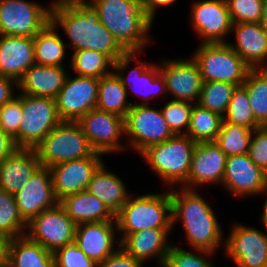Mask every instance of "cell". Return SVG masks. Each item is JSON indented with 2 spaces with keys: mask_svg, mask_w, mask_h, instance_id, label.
<instances>
[{
  "mask_svg": "<svg viewBox=\"0 0 267 267\" xmlns=\"http://www.w3.org/2000/svg\"><path fill=\"white\" fill-rule=\"evenodd\" d=\"M51 22L58 29H64L73 51H98L113 62L126 52L99 21L98 12L91 3L51 7Z\"/></svg>",
  "mask_w": 267,
  "mask_h": 267,
  "instance_id": "cell-1",
  "label": "cell"
},
{
  "mask_svg": "<svg viewBox=\"0 0 267 267\" xmlns=\"http://www.w3.org/2000/svg\"><path fill=\"white\" fill-rule=\"evenodd\" d=\"M170 190L172 202V227L182 221L188 244L192 249L215 253L225 240L212 206L197 190L179 187Z\"/></svg>",
  "mask_w": 267,
  "mask_h": 267,
  "instance_id": "cell-2",
  "label": "cell"
},
{
  "mask_svg": "<svg viewBox=\"0 0 267 267\" xmlns=\"http://www.w3.org/2000/svg\"><path fill=\"white\" fill-rule=\"evenodd\" d=\"M91 4L99 21L126 52H141L151 43L148 35L153 22L145 15L140 0H92Z\"/></svg>",
  "mask_w": 267,
  "mask_h": 267,
  "instance_id": "cell-3",
  "label": "cell"
},
{
  "mask_svg": "<svg viewBox=\"0 0 267 267\" xmlns=\"http://www.w3.org/2000/svg\"><path fill=\"white\" fill-rule=\"evenodd\" d=\"M196 144L187 135H173L164 142L146 148L140 155L167 186L174 187L179 183L182 185L180 187L186 188Z\"/></svg>",
  "mask_w": 267,
  "mask_h": 267,
  "instance_id": "cell-4",
  "label": "cell"
},
{
  "mask_svg": "<svg viewBox=\"0 0 267 267\" xmlns=\"http://www.w3.org/2000/svg\"><path fill=\"white\" fill-rule=\"evenodd\" d=\"M115 219L119 234H131L149 228H173L170 190L166 194L130 196L115 214Z\"/></svg>",
  "mask_w": 267,
  "mask_h": 267,
  "instance_id": "cell-5",
  "label": "cell"
},
{
  "mask_svg": "<svg viewBox=\"0 0 267 267\" xmlns=\"http://www.w3.org/2000/svg\"><path fill=\"white\" fill-rule=\"evenodd\" d=\"M42 167L91 157L96 151L77 121H61L35 148Z\"/></svg>",
  "mask_w": 267,
  "mask_h": 267,
  "instance_id": "cell-6",
  "label": "cell"
},
{
  "mask_svg": "<svg viewBox=\"0 0 267 267\" xmlns=\"http://www.w3.org/2000/svg\"><path fill=\"white\" fill-rule=\"evenodd\" d=\"M204 82H228L242 86L250 67L227 44H200L192 55Z\"/></svg>",
  "mask_w": 267,
  "mask_h": 267,
  "instance_id": "cell-7",
  "label": "cell"
},
{
  "mask_svg": "<svg viewBox=\"0 0 267 267\" xmlns=\"http://www.w3.org/2000/svg\"><path fill=\"white\" fill-rule=\"evenodd\" d=\"M22 103V120L19 134L14 138L18 148L36 146L62 120L59 117L56 99L19 93Z\"/></svg>",
  "mask_w": 267,
  "mask_h": 267,
  "instance_id": "cell-8",
  "label": "cell"
},
{
  "mask_svg": "<svg viewBox=\"0 0 267 267\" xmlns=\"http://www.w3.org/2000/svg\"><path fill=\"white\" fill-rule=\"evenodd\" d=\"M127 147L137 154L146 148L170 139L174 134L169 129L161 110L150 105L133 104L124 118Z\"/></svg>",
  "mask_w": 267,
  "mask_h": 267,
  "instance_id": "cell-9",
  "label": "cell"
},
{
  "mask_svg": "<svg viewBox=\"0 0 267 267\" xmlns=\"http://www.w3.org/2000/svg\"><path fill=\"white\" fill-rule=\"evenodd\" d=\"M51 21V6L25 0H0V35L33 38Z\"/></svg>",
  "mask_w": 267,
  "mask_h": 267,
  "instance_id": "cell-10",
  "label": "cell"
},
{
  "mask_svg": "<svg viewBox=\"0 0 267 267\" xmlns=\"http://www.w3.org/2000/svg\"><path fill=\"white\" fill-rule=\"evenodd\" d=\"M141 52H125L118 60L114 62L113 71L120 79L126 90L131 89L142 100L141 103H132L135 105H148L151 99H154L158 94H164L166 91V82L160 72L159 65L149 62H139L134 68L124 75V71L128 70L131 61L137 60V55ZM150 99V100H149Z\"/></svg>",
  "mask_w": 267,
  "mask_h": 267,
  "instance_id": "cell-11",
  "label": "cell"
},
{
  "mask_svg": "<svg viewBox=\"0 0 267 267\" xmlns=\"http://www.w3.org/2000/svg\"><path fill=\"white\" fill-rule=\"evenodd\" d=\"M76 224L58 203L44 210L27 223L26 236L55 253L65 245L75 242Z\"/></svg>",
  "mask_w": 267,
  "mask_h": 267,
  "instance_id": "cell-12",
  "label": "cell"
},
{
  "mask_svg": "<svg viewBox=\"0 0 267 267\" xmlns=\"http://www.w3.org/2000/svg\"><path fill=\"white\" fill-rule=\"evenodd\" d=\"M77 122L96 152L105 155L125 151L127 146L120 142L125 137L123 117L94 108Z\"/></svg>",
  "mask_w": 267,
  "mask_h": 267,
  "instance_id": "cell-13",
  "label": "cell"
},
{
  "mask_svg": "<svg viewBox=\"0 0 267 267\" xmlns=\"http://www.w3.org/2000/svg\"><path fill=\"white\" fill-rule=\"evenodd\" d=\"M260 229L235 223L224 240V252L236 267H267V228Z\"/></svg>",
  "mask_w": 267,
  "mask_h": 267,
  "instance_id": "cell-14",
  "label": "cell"
},
{
  "mask_svg": "<svg viewBox=\"0 0 267 267\" xmlns=\"http://www.w3.org/2000/svg\"><path fill=\"white\" fill-rule=\"evenodd\" d=\"M190 12L191 26L201 44L227 43L225 37L232 31V21L226 0H199Z\"/></svg>",
  "mask_w": 267,
  "mask_h": 267,
  "instance_id": "cell-15",
  "label": "cell"
},
{
  "mask_svg": "<svg viewBox=\"0 0 267 267\" xmlns=\"http://www.w3.org/2000/svg\"><path fill=\"white\" fill-rule=\"evenodd\" d=\"M56 98V106L62 121H78L90 110L96 108L99 79L94 77H70Z\"/></svg>",
  "mask_w": 267,
  "mask_h": 267,
  "instance_id": "cell-16",
  "label": "cell"
},
{
  "mask_svg": "<svg viewBox=\"0 0 267 267\" xmlns=\"http://www.w3.org/2000/svg\"><path fill=\"white\" fill-rule=\"evenodd\" d=\"M190 57L187 60L164 58L159 69L166 82V93L171 95L172 100L197 104L204 81L199 65Z\"/></svg>",
  "mask_w": 267,
  "mask_h": 267,
  "instance_id": "cell-17",
  "label": "cell"
},
{
  "mask_svg": "<svg viewBox=\"0 0 267 267\" xmlns=\"http://www.w3.org/2000/svg\"><path fill=\"white\" fill-rule=\"evenodd\" d=\"M222 185L232 196H259L267 189V173L250 159L249 154L229 156Z\"/></svg>",
  "mask_w": 267,
  "mask_h": 267,
  "instance_id": "cell-18",
  "label": "cell"
},
{
  "mask_svg": "<svg viewBox=\"0 0 267 267\" xmlns=\"http://www.w3.org/2000/svg\"><path fill=\"white\" fill-rule=\"evenodd\" d=\"M101 153L50 167L53 190L58 201L70 194L86 191L89 181L104 163Z\"/></svg>",
  "mask_w": 267,
  "mask_h": 267,
  "instance_id": "cell-19",
  "label": "cell"
},
{
  "mask_svg": "<svg viewBox=\"0 0 267 267\" xmlns=\"http://www.w3.org/2000/svg\"><path fill=\"white\" fill-rule=\"evenodd\" d=\"M14 198L26 223L44 210L54 208L59 201L54 194L50 168L41 166L23 188L14 194Z\"/></svg>",
  "mask_w": 267,
  "mask_h": 267,
  "instance_id": "cell-20",
  "label": "cell"
},
{
  "mask_svg": "<svg viewBox=\"0 0 267 267\" xmlns=\"http://www.w3.org/2000/svg\"><path fill=\"white\" fill-rule=\"evenodd\" d=\"M116 232V221L82 223L76 225L75 243L88 258L98 264L120 248L121 240L115 238ZM114 246L118 248L114 249Z\"/></svg>",
  "mask_w": 267,
  "mask_h": 267,
  "instance_id": "cell-21",
  "label": "cell"
},
{
  "mask_svg": "<svg viewBox=\"0 0 267 267\" xmlns=\"http://www.w3.org/2000/svg\"><path fill=\"white\" fill-rule=\"evenodd\" d=\"M227 156L215 142H199L196 144L191 167L187 178L188 190H197L198 185L221 184Z\"/></svg>",
  "mask_w": 267,
  "mask_h": 267,
  "instance_id": "cell-22",
  "label": "cell"
},
{
  "mask_svg": "<svg viewBox=\"0 0 267 267\" xmlns=\"http://www.w3.org/2000/svg\"><path fill=\"white\" fill-rule=\"evenodd\" d=\"M172 229L149 228L131 234H121L120 247L143 264L147 260L155 258L162 267L166 255L172 247L168 241Z\"/></svg>",
  "mask_w": 267,
  "mask_h": 267,
  "instance_id": "cell-23",
  "label": "cell"
},
{
  "mask_svg": "<svg viewBox=\"0 0 267 267\" xmlns=\"http://www.w3.org/2000/svg\"><path fill=\"white\" fill-rule=\"evenodd\" d=\"M235 43L227 44L251 69L267 68V30L260 23H233Z\"/></svg>",
  "mask_w": 267,
  "mask_h": 267,
  "instance_id": "cell-24",
  "label": "cell"
},
{
  "mask_svg": "<svg viewBox=\"0 0 267 267\" xmlns=\"http://www.w3.org/2000/svg\"><path fill=\"white\" fill-rule=\"evenodd\" d=\"M34 64L33 38L0 35V75L18 81Z\"/></svg>",
  "mask_w": 267,
  "mask_h": 267,
  "instance_id": "cell-25",
  "label": "cell"
},
{
  "mask_svg": "<svg viewBox=\"0 0 267 267\" xmlns=\"http://www.w3.org/2000/svg\"><path fill=\"white\" fill-rule=\"evenodd\" d=\"M41 167L35 148H17L0 165V189L15 194Z\"/></svg>",
  "mask_w": 267,
  "mask_h": 267,
  "instance_id": "cell-26",
  "label": "cell"
},
{
  "mask_svg": "<svg viewBox=\"0 0 267 267\" xmlns=\"http://www.w3.org/2000/svg\"><path fill=\"white\" fill-rule=\"evenodd\" d=\"M66 67L32 65L17 81L20 93L56 99L68 76Z\"/></svg>",
  "mask_w": 267,
  "mask_h": 267,
  "instance_id": "cell-27",
  "label": "cell"
},
{
  "mask_svg": "<svg viewBox=\"0 0 267 267\" xmlns=\"http://www.w3.org/2000/svg\"><path fill=\"white\" fill-rule=\"evenodd\" d=\"M67 215L76 225L82 223H96L116 221L115 214L99 198L87 190L65 196L59 201Z\"/></svg>",
  "mask_w": 267,
  "mask_h": 267,
  "instance_id": "cell-28",
  "label": "cell"
},
{
  "mask_svg": "<svg viewBox=\"0 0 267 267\" xmlns=\"http://www.w3.org/2000/svg\"><path fill=\"white\" fill-rule=\"evenodd\" d=\"M103 163L89 181L87 191L103 201L116 214L130 198L124 182Z\"/></svg>",
  "mask_w": 267,
  "mask_h": 267,
  "instance_id": "cell-29",
  "label": "cell"
},
{
  "mask_svg": "<svg viewBox=\"0 0 267 267\" xmlns=\"http://www.w3.org/2000/svg\"><path fill=\"white\" fill-rule=\"evenodd\" d=\"M57 27L50 21L34 37V56L35 63L40 66L64 67L63 64L66 43L62 40Z\"/></svg>",
  "mask_w": 267,
  "mask_h": 267,
  "instance_id": "cell-30",
  "label": "cell"
},
{
  "mask_svg": "<svg viewBox=\"0 0 267 267\" xmlns=\"http://www.w3.org/2000/svg\"><path fill=\"white\" fill-rule=\"evenodd\" d=\"M9 267H55L54 253L26 235L12 239Z\"/></svg>",
  "mask_w": 267,
  "mask_h": 267,
  "instance_id": "cell-31",
  "label": "cell"
},
{
  "mask_svg": "<svg viewBox=\"0 0 267 267\" xmlns=\"http://www.w3.org/2000/svg\"><path fill=\"white\" fill-rule=\"evenodd\" d=\"M128 93L114 72L103 76L99 79L96 108L125 118L132 106L127 101Z\"/></svg>",
  "mask_w": 267,
  "mask_h": 267,
  "instance_id": "cell-32",
  "label": "cell"
},
{
  "mask_svg": "<svg viewBox=\"0 0 267 267\" xmlns=\"http://www.w3.org/2000/svg\"><path fill=\"white\" fill-rule=\"evenodd\" d=\"M223 117L209 109L193 104L187 136L194 142H214L222 125Z\"/></svg>",
  "mask_w": 267,
  "mask_h": 267,
  "instance_id": "cell-33",
  "label": "cell"
},
{
  "mask_svg": "<svg viewBox=\"0 0 267 267\" xmlns=\"http://www.w3.org/2000/svg\"><path fill=\"white\" fill-rule=\"evenodd\" d=\"M242 86L248 92L255 120L267 126V68L250 69Z\"/></svg>",
  "mask_w": 267,
  "mask_h": 267,
  "instance_id": "cell-34",
  "label": "cell"
},
{
  "mask_svg": "<svg viewBox=\"0 0 267 267\" xmlns=\"http://www.w3.org/2000/svg\"><path fill=\"white\" fill-rule=\"evenodd\" d=\"M114 62L104 53L84 49L74 51L70 60V68L78 76L100 79L113 72Z\"/></svg>",
  "mask_w": 267,
  "mask_h": 267,
  "instance_id": "cell-35",
  "label": "cell"
},
{
  "mask_svg": "<svg viewBox=\"0 0 267 267\" xmlns=\"http://www.w3.org/2000/svg\"><path fill=\"white\" fill-rule=\"evenodd\" d=\"M252 135L253 130L249 128L222 121L214 142L227 157L248 154Z\"/></svg>",
  "mask_w": 267,
  "mask_h": 267,
  "instance_id": "cell-36",
  "label": "cell"
},
{
  "mask_svg": "<svg viewBox=\"0 0 267 267\" xmlns=\"http://www.w3.org/2000/svg\"><path fill=\"white\" fill-rule=\"evenodd\" d=\"M237 87L238 85L228 82H203L197 104L223 117L226 113L228 103Z\"/></svg>",
  "mask_w": 267,
  "mask_h": 267,
  "instance_id": "cell-37",
  "label": "cell"
},
{
  "mask_svg": "<svg viewBox=\"0 0 267 267\" xmlns=\"http://www.w3.org/2000/svg\"><path fill=\"white\" fill-rule=\"evenodd\" d=\"M27 223L21 217L14 194L0 189V234L11 238L25 236Z\"/></svg>",
  "mask_w": 267,
  "mask_h": 267,
  "instance_id": "cell-38",
  "label": "cell"
},
{
  "mask_svg": "<svg viewBox=\"0 0 267 267\" xmlns=\"http://www.w3.org/2000/svg\"><path fill=\"white\" fill-rule=\"evenodd\" d=\"M223 121L249 128L251 130L261 125L255 120L254 113L250 107L248 92L243 86H238L228 103Z\"/></svg>",
  "mask_w": 267,
  "mask_h": 267,
  "instance_id": "cell-39",
  "label": "cell"
},
{
  "mask_svg": "<svg viewBox=\"0 0 267 267\" xmlns=\"http://www.w3.org/2000/svg\"><path fill=\"white\" fill-rule=\"evenodd\" d=\"M192 108L193 103L171 99L160 109L174 135L187 134Z\"/></svg>",
  "mask_w": 267,
  "mask_h": 267,
  "instance_id": "cell-40",
  "label": "cell"
},
{
  "mask_svg": "<svg viewBox=\"0 0 267 267\" xmlns=\"http://www.w3.org/2000/svg\"><path fill=\"white\" fill-rule=\"evenodd\" d=\"M193 250L194 252L186 251L177 245H172L162 267H215L213 262H211L212 260L207 259V256L214 254L213 252L198 249Z\"/></svg>",
  "mask_w": 267,
  "mask_h": 267,
  "instance_id": "cell-41",
  "label": "cell"
},
{
  "mask_svg": "<svg viewBox=\"0 0 267 267\" xmlns=\"http://www.w3.org/2000/svg\"><path fill=\"white\" fill-rule=\"evenodd\" d=\"M232 23H260L263 0H226Z\"/></svg>",
  "mask_w": 267,
  "mask_h": 267,
  "instance_id": "cell-42",
  "label": "cell"
},
{
  "mask_svg": "<svg viewBox=\"0 0 267 267\" xmlns=\"http://www.w3.org/2000/svg\"><path fill=\"white\" fill-rule=\"evenodd\" d=\"M55 267H97L92 259L73 242L58 249L54 253Z\"/></svg>",
  "mask_w": 267,
  "mask_h": 267,
  "instance_id": "cell-43",
  "label": "cell"
},
{
  "mask_svg": "<svg viewBox=\"0 0 267 267\" xmlns=\"http://www.w3.org/2000/svg\"><path fill=\"white\" fill-rule=\"evenodd\" d=\"M22 115L21 99L16 96L0 107V129L14 139L19 134Z\"/></svg>",
  "mask_w": 267,
  "mask_h": 267,
  "instance_id": "cell-44",
  "label": "cell"
},
{
  "mask_svg": "<svg viewBox=\"0 0 267 267\" xmlns=\"http://www.w3.org/2000/svg\"><path fill=\"white\" fill-rule=\"evenodd\" d=\"M248 154L250 159L267 173V126L253 130Z\"/></svg>",
  "mask_w": 267,
  "mask_h": 267,
  "instance_id": "cell-45",
  "label": "cell"
},
{
  "mask_svg": "<svg viewBox=\"0 0 267 267\" xmlns=\"http://www.w3.org/2000/svg\"><path fill=\"white\" fill-rule=\"evenodd\" d=\"M97 267H143V263L126 253L121 247Z\"/></svg>",
  "mask_w": 267,
  "mask_h": 267,
  "instance_id": "cell-46",
  "label": "cell"
},
{
  "mask_svg": "<svg viewBox=\"0 0 267 267\" xmlns=\"http://www.w3.org/2000/svg\"><path fill=\"white\" fill-rule=\"evenodd\" d=\"M13 85L17 88V81L0 75V107L17 96Z\"/></svg>",
  "mask_w": 267,
  "mask_h": 267,
  "instance_id": "cell-47",
  "label": "cell"
},
{
  "mask_svg": "<svg viewBox=\"0 0 267 267\" xmlns=\"http://www.w3.org/2000/svg\"><path fill=\"white\" fill-rule=\"evenodd\" d=\"M140 2L145 15L154 22L157 9H160V7L171 6L176 0H140Z\"/></svg>",
  "mask_w": 267,
  "mask_h": 267,
  "instance_id": "cell-48",
  "label": "cell"
},
{
  "mask_svg": "<svg viewBox=\"0 0 267 267\" xmlns=\"http://www.w3.org/2000/svg\"><path fill=\"white\" fill-rule=\"evenodd\" d=\"M17 148L14 139L0 129V162L11 155Z\"/></svg>",
  "mask_w": 267,
  "mask_h": 267,
  "instance_id": "cell-49",
  "label": "cell"
},
{
  "mask_svg": "<svg viewBox=\"0 0 267 267\" xmlns=\"http://www.w3.org/2000/svg\"><path fill=\"white\" fill-rule=\"evenodd\" d=\"M12 239L9 236L0 234V267H9Z\"/></svg>",
  "mask_w": 267,
  "mask_h": 267,
  "instance_id": "cell-50",
  "label": "cell"
},
{
  "mask_svg": "<svg viewBox=\"0 0 267 267\" xmlns=\"http://www.w3.org/2000/svg\"><path fill=\"white\" fill-rule=\"evenodd\" d=\"M92 0H53L51 4H49L51 7H57V6H75L77 4H86L91 3Z\"/></svg>",
  "mask_w": 267,
  "mask_h": 267,
  "instance_id": "cell-51",
  "label": "cell"
},
{
  "mask_svg": "<svg viewBox=\"0 0 267 267\" xmlns=\"http://www.w3.org/2000/svg\"><path fill=\"white\" fill-rule=\"evenodd\" d=\"M263 193H266V195H267V189ZM261 214H262L261 215V225H263V227L267 228V198L264 202L263 211Z\"/></svg>",
  "mask_w": 267,
  "mask_h": 267,
  "instance_id": "cell-52",
  "label": "cell"
},
{
  "mask_svg": "<svg viewBox=\"0 0 267 267\" xmlns=\"http://www.w3.org/2000/svg\"><path fill=\"white\" fill-rule=\"evenodd\" d=\"M260 24L267 30V0H263L262 19Z\"/></svg>",
  "mask_w": 267,
  "mask_h": 267,
  "instance_id": "cell-53",
  "label": "cell"
}]
</instances>
